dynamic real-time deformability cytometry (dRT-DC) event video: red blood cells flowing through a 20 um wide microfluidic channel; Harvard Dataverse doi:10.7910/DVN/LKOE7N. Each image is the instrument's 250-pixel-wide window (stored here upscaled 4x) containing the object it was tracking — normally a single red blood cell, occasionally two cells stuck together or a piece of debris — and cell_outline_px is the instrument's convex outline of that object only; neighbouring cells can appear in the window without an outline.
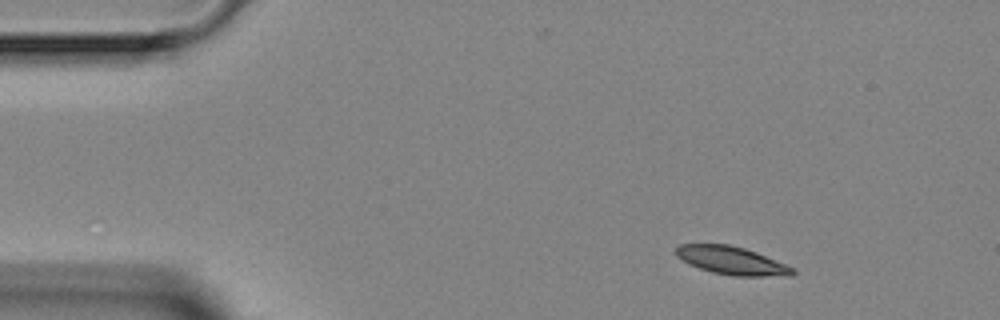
{"species": "Egyptian fruit bat (a non-hibernating species)", "species_latin": "Rousettus aegyptiacus", "temperature_condition": "room temperature", "stored_images_in_passage": 3, "camera_frame_rate_fps": 3000, "um_per_image_px": 0.085, "animal": {"sex": "female"}, "frame": {"image": 1, "passage_image": 3, "time_ms": 3.333, "image_size_px": [1000, 320], "cell_outline_px": [[796, 272], [792, 276], [732, 276], [712, 272], [688, 264], [676, 256], [676, 248], [680, 244], [728, 244], [744, 248], [756, 252], [796, 268]], "centroid_in_image_um": [62.23, 22.16], "position_along_channel_um": 22.8, "area_um2": 19.19}}